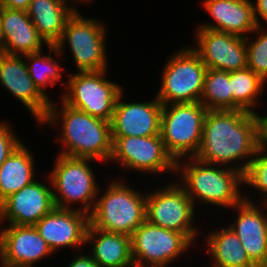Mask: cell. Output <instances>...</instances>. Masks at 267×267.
<instances>
[{
    "label": "cell",
    "instance_id": "6da1fadb",
    "mask_svg": "<svg viewBox=\"0 0 267 267\" xmlns=\"http://www.w3.org/2000/svg\"><path fill=\"white\" fill-rule=\"evenodd\" d=\"M260 146L258 114L243 110H208L195 158L244 174Z\"/></svg>",
    "mask_w": 267,
    "mask_h": 267
},
{
    "label": "cell",
    "instance_id": "7a4b0ae2",
    "mask_svg": "<svg viewBox=\"0 0 267 267\" xmlns=\"http://www.w3.org/2000/svg\"><path fill=\"white\" fill-rule=\"evenodd\" d=\"M59 101L50 102L47 116L38 124L59 129L55 142L59 141L62 149L57 154L90 158L103 165L109 163L113 142L111 122L72 108L61 99Z\"/></svg>",
    "mask_w": 267,
    "mask_h": 267
},
{
    "label": "cell",
    "instance_id": "3957f363",
    "mask_svg": "<svg viewBox=\"0 0 267 267\" xmlns=\"http://www.w3.org/2000/svg\"><path fill=\"white\" fill-rule=\"evenodd\" d=\"M175 175L197 210L201 206L218 209H231L244 200L246 190L243 173L221 165L199 161L195 157L184 158L176 162ZM178 177V179H177ZM201 205V206H199Z\"/></svg>",
    "mask_w": 267,
    "mask_h": 267
},
{
    "label": "cell",
    "instance_id": "277c9868",
    "mask_svg": "<svg viewBox=\"0 0 267 267\" xmlns=\"http://www.w3.org/2000/svg\"><path fill=\"white\" fill-rule=\"evenodd\" d=\"M109 178L105 191L99 189L89 223L96 229L131 236L146 220V190L127 184L124 177Z\"/></svg>",
    "mask_w": 267,
    "mask_h": 267
},
{
    "label": "cell",
    "instance_id": "5b68a950",
    "mask_svg": "<svg viewBox=\"0 0 267 267\" xmlns=\"http://www.w3.org/2000/svg\"><path fill=\"white\" fill-rule=\"evenodd\" d=\"M53 167L48 171L54 203L57 208L72 209L90 215L101 187L91 163L94 159L56 154ZM76 205V207H75Z\"/></svg>",
    "mask_w": 267,
    "mask_h": 267
},
{
    "label": "cell",
    "instance_id": "8992f818",
    "mask_svg": "<svg viewBox=\"0 0 267 267\" xmlns=\"http://www.w3.org/2000/svg\"><path fill=\"white\" fill-rule=\"evenodd\" d=\"M78 9L67 20L60 39L55 43L56 49L65 59L68 50L73 55L77 72H97L109 68L107 56L108 30L99 18H86Z\"/></svg>",
    "mask_w": 267,
    "mask_h": 267
},
{
    "label": "cell",
    "instance_id": "52a82bcc",
    "mask_svg": "<svg viewBox=\"0 0 267 267\" xmlns=\"http://www.w3.org/2000/svg\"><path fill=\"white\" fill-rule=\"evenodd\" d=\"M186 46L167 56L162 65L161 85L155 94L162 105L200 102L207 67L200 55Z\"/></svg>",
    "mask_w": 267,
    "mask_h": 267
},
{
    "label": "cell",
    "instance_id": "ba28073f",
    "mask_svg": "<svg viewBox=\"0 0 267 267\" xmlns=\"http://www.w3.org/2000/svg\"><path fill=\"white\" fill-rule=\"evenodd\" d=\"M171 178L173 182L170 180L163 186L160 185L161 187L146 191V220L165 229L185 234L196 246L200 243L198 236L202 234L201 227L197 226L195 221L199 220L196 219L199 211L183 187L174 177Z\"/></svg>",
    "mask_w": 267,
    "mask_h": 267
},
{
    "label": "cell",
    "instance_id": "9c48e42d",
    "mask_svg": "<svg viewBox=\"0 0 267 267\" xmlns=\"http://www.w3.org/2000/svg\"><path fill=\"white\" fill-rule=\"evenodd\" d=\"M207 112L201 102L163 105L160 135L175 162L197 154Z\"/></svg>",
    "mask_w": 267,
    "mask_h": 267
},
{
    "label": "cell",
    "instance_id": "30bf717a",
    "mask_svg": "<svg viewBox=\"0 0 267 267\" xmlns=\"http://www.w3.org/2000/svg\"><path fill=\"white\" fill-rule=\"evenodd\" d=\"M109 69L97 72L68 73L59 98L72 108L111 122L119 95L125 91L119 82L108 80Z\"/></svg>",
    "mask_w": 267,
    "mask_h": 267
},
{
    "label": "cell",
    "instance_id": "8fae6325",
    "mask_svg": "<svg viewBox=\"0 0 267 267\" xmlns=\"http://www.w3.org/2000/svg\"><path fill=\"white\" fill-rule=\"evenodd\" d=\"M130 237L132 259L134 265L140 267H168L176 263L177 258L183 259L182 256L191 248H198L185 234L154 225L148 220Z\"/></svg>",
    "mask_w": 267,
    "mask_h": 267
},
{
    "label": "cell",
    "instance_id": "7c38bea8",
    "mask_svg": "<svg viewBox=\"0 0 267 267\" xmlns=\"http://www.w3.org/2000/svg\"><path fill=\"white\" fill-rule=\"evenodd\" d=\"M109 164L117 163L123 170L143 176L175 175L176 162L165 150L161 135L149 137L112 136ZM159 174V175H158Z\"/></svg>",
    "mask_w": 267,
    "mask_h": 267
},
{
    "label": "cell",
    "instance_id": "4fadbf2b",
    "mask_svg": "<svg viewBox=\"0 0 267 267\" xmlns=\"http://www.w3.org/2000/svg\"><path fill=\"white\" fill-rule=\"evenodd\" d=\"M45 175L47 180L44 177H41L44 180H39L38 177L0 203V224L7 222L13 225L34 226L56 207L51 180L46 173Z\"/></svg>",
    "mask_w": 267,
    "mask_h": 267
},
{
    "label": "cell",
    "instance_id": "5bb4252c",
    "mask_svg": "<svg viewBox=\"0 0 267 267\" xmlns=\"http://www.w3.org/2000/svg\"><path fill=\"white\" fill-rule=\"evenodd\" d=\"M194 46L207 69L232 72L247 68L245 38L212 29H195Z\"/></svg>",
    "mask_w": 267,
    "mask_h": 267
},
{
    "label": "cell",
    "instance_id": "9a60e30c",
    "mask_svg": "<svg viewBox=\"0 0 267 267\" xmlns=\"http://www.w3.org/2000/svg\"><path fill=\"white\" fill-rule=\"evenodd\" d=\"M0 267H34L51 256L35 226L0 224Z\"/></svg>",
    "mask_w": 267,
    "mask_h": 267
},
{
    "label": "cell",
    "instance_id": "2e32d148",
    "mask_svg": "<svg viewBox=\"0 0 267 267\" xmlns=\"http://www.w3.org/2000/svg\"><path fill=\"white\" fill-rule=\"evenodd\" d=\"M0 85L25 107L38 124L47 116L51 101L34 85L24 56L0 52Z\"/></svg>",
    "mask_w": 267,
    "mask_h": 267
},
{
    "label": "cell",
    "instance_id": "e0dca14e",
    "mask_svg": "<svg viewBox=\"0 0 267 267\" xmlns=\"http://www.w3.org/2000/svg\"><path fill=\"white\" fill-rule=\"evenodd\" d=\"M236 213L226 225L237 235L250 261L267 267V210L262 203L243 200L229 209ZM234 211V212H233Z\"/></svg>",
    "mask_w": 267,
    "mask_h": 267
},
{
    "label": "cell",
    "instance_id": "ac0fdd59",
    "mask_svg": "<svg viewBox=\"0 0 267 267\" xmlns=\"http://www.w3.org/2000/svg\"><path fill=\"white\" fill-rule=\"evenodd\" d=\"M89 215L85 212L55 207L34 226L56 254L63 249L81 251L86 244Z\"/></svg>",
    "mask_w": 267,
    "mask_h": 267
},
{
    "label": "cell",
    "instance_id": "d6986e66",
    "mask_svg": "<svg viewBox=\"0 0 267 267\" xmlns=\"http://www.w3.org/2000/svg\"><path fill=\"white\" fill-rule=\"evenodd\" d=\"M123 91L115 104L111 136L149 137L160 135L163 105L154 96L150 101H126Z\"/></svg>",
    "mask_w": 267,
    "mask_h": 267
},
{
    "label": "cell",
    "instance_id": "ffe728a7",
    "mask_svg": "<svg viewBox=\"0 0 267 267\" xmlns=\"http://www.w3.org/2000/svg\"><path fill=\"white\" fill-rule=\"evenodd\" d=\"M211 22L198 23L197 29H212L248 37L258 26L251 0H202Z\"/></svg>",
    "mask_w": 267,
    "mask_h": 267
},
{
    "label": "cell",
    "instance_id": "44dd1931",
    "mask_svg": "<svg viewBox=\"0 0 267 267\" xmlns=\"http://www.w3.org/2000/svg\"><path fill=\"white\" fill-rule=\"evenodd\" d=\"M3 33L2 53L24 56L48 45L39 35L27 11L4 8L0 12ZM44 46V47H43Z\"/></svg>",
    "mask_w": 267,
    "mask_h": 267
},
{
    "label": "cell",
    "instance_id": "7402d4cb",
    "mask_svg": "<svg viewBox=\"0 0 267 267\" xmlns=\"http://www.w3.org/2000/svg\"><path fill=\"white\" fill-rule=\"evenodd\" d=\"M85 244L86 249L90 248L88 253L100 267H132L134 265L130 236L96 229L89 223Z\"/></svg>",
    "mask_w": 267,
    "mask_h": 267
},
{
    "label": "cell",
    "instance_id": "603a6c76",
    "mask_svg": "<svg viewBox=\"0 0 267 267\" xmlns=\"http://www.w3.org/2000/svg\"><path fill=\"white\" fill-rule=\"evenodd\" d=\"M77 6L73 0H31L27 14L44 41L55 45Z\"/></svg>",
    "mask_w": 267,
    "mask_h": 267
},
{
    "label": "cell",
    "instance_id": "cb8c5ba5",
    "mask_svg": "<svg viewBox=\"0 0 267 267\" xmlns=\"http://www.w3.org/2000/svg\"><path fill=\"white\" fill-rule=\"evenodd\" d=\"M214 229V230H213ZM203 238L210 267H256L249 259L237 235L228 227L212 228ZM205 239V240H204ZM212 264V265H211Z\"/></svg>",
    "mask_w": 267,
    "mask_h": 267
},
{
    "label": "cell",
    "instance_id": "d4e9b609",
    "mask_svg": "<svg viewBox=\"0 0 267 267\" xmlns=\"http://www.w3.org/2000/svg\"><path fill=\"white\" fill-rule=\"evenodd\" d=\"M24 143L17 146L0 166V203L37 179L36 158Z\"/></svg>",
    "mask_w": 267,
    "mask_h": 267
},
{
    "label": "cell",
    "instance_id": "484cf974",
    "mask_svg": "<svg viewBox=\"0 0 267 267\" xmlns=\"http://www.w3.org/2000/svg\"><path fill=\"white\" fill-rule=\"evenodd\" d=\"M48 52L43 50L31 54L24 55L28 73L34 82V85L39 91L50 101L53 98L48 94L47 87H54L60 83L61 86H66L62 80L66 73V69L61 65V61H65L55 45H47ZM55 55V57L53 56ZM61 60V61H60ZM51 97V98H50Z\"/></svg>",
    "mask_w": 267,
    "mask_h": 267
},
{
    "label": "cell",
    "instance_id": "4316f807",
    "mask_svg": "<svg viewBox=\"0 0 267 267\" xmlns=\"http://www.w3.org/2000/svg\"><path fill=\"white\" fill-rule=\"evenodd\" d=\"M230 83L233 94V110L258 114L259 108L262 109L260 104L265 102L261 95L266 92L264 90L267 89V83L250 68L230 72Z\"/></svg>",
    "mask_w": 267,
    "mask_h": 267
},
{
    "label": "cell",
    "instance_id": "83f0119b",
    "mask_svg": "<svg viewBox=\"0 0 267 267\" xmlns=\"http://www.w3.org/2000/svg\"><path fill=\"white\" fill-rule=\"evenodd\" d=\"M200 102L208 110H233L230 72L207 69Z\"/></svg>",
    "mask_w": 267,
    "mask_h": 267
},
{
    "label": "cell",
    "instance_id": "f1b7e54d",
    "mask_svg": "<svg viewBox=\"0 0 267 267\" xmlns=\"http://www.w3.org/2000/svg\"><path fill=\"white\" fill-rule=\"evenodd\" d=\"M243 182L248 190H253L257 193L255 199L249 194L247 190L244 193V200L252 203H265L267 202V148L260 146L252 158L251 162L245 173L243 174ZM253 189V190H252ZM259 190V191H258ZM250 195V196H249ZM256 196H260L256 197ZM259 198V199H258ZM258 199V200H256Z\"/></svg>",
    "mask_w": 267,
    "mask_h": 267
},
{
    "label": "cell",
    "instance_id": "f546056e",
    "mask_svg": "<svg viewBox=\"0 0 267 267\" xmlns=\"http://www.w3.org/2000/svg\"><path fill=\"white\" fill-rule=\"evenodd\" d=\"M245 42L247 68L267 83V25H258Z\"/></svg>",
    "mask_w": 267,
    "mask_h": 267
},
{
    "label": "cell",
    "instance_id": "4dcf8cb0",
    "mask_svg": "<svg viewBox=\"0 0 267 267\" xmlns=\"http://www.w3.org/2000/svg\"><path fill=\"white\" fill-rule=\"evenodd\" d=\"M11 123L0 120V166L5 162L11 152L23 141L17 136V131L11 128Z\"/></svg>",
    "mask_w": 267,
    "mask_h": 267
},
{
    "label": "cell",
    "instance_id": "1f68e13d",
    "mask_svg": "<svg viewBox=\"0 0 267 267\" xmlns=\"http://www.w3.org/2000/svg\"><path fill=\"white\" fill-rule=\"evenodd\" d=\"M86 251H78L75 253L74 251V257L71 256V260H69L67 266L65 267H100V265L91 257V255L88 252V250L84 249Z\"/></svg>",
    "mask_w": 267,
    "mask_h": 267
},
{
    "label": "cell",
    "instance_id": "d6a6232c",
    "mask_svg": "<svg viewBox=\"0 0 267 267\" xmlns=\"http://www.w3.org/2000/svg\"><path fill=\"white\" fill-rule=\"evenodd\" d=\"M254 17L258 25H267V0H251Z\"/></svg>",
    "mask_w": 267,
    "mask_h": 267
},
{
    "label": "cell",
    "instance_id": "836d02e7",
    "mask_svg": "<svg viewBox=\"0 0 267 267\" xmlns=\"http://www.w3.org/2000/svg\"><path fill=\"white\" fill-rule=\"evenodd\" d=\"M260 122V145L267 148V113H258Z\"/></svg>",
    "mask_w": 267,
    "mask_h": 267
},
{
    "label": "cell",
    "instance_id": "e575fe53",
    "mask_svg": "<svg viewBox=\"0 0 267 267\" xmlns=\"http://www.w3.org/2000/svg\"><path fill=\"white\" fill-rule=\"evenodd\" d=\"M31 0H4V5L9 9L27 11Z\"/></svg>",
    "mask_w": 267,
    "mask_h": 267
},
{
    "label": "cell",
    "instance_id": "d590c367",
    "mask_svg": "<svg viewBox=\"0 0 267 267\" xmlns=\"http://www.w3.org/2000/svg\"><path fill=\"white\" fill-rule=\"evenodd\" d=\"M75 3H77V5L78 4H80V7H81V4L83 3L84 5H87L88 6V4L87 3H92V1L93 0H73Z\"/></svg>",
    "mask_w": 267,
    "mask_h": 267
},
{
    "label": "cell",
    "instance_id": "8d00e7d4",
    "mask_svg": "<svg viewBox=\"0 0 267 267\" xmlns=\"http://www.w3.org/2000/svg\"><path fill=\"white\" fill-rule=\"evenodd\" d=\"M3 41L4 40H3L2 26L0 21V52L2 51Z\"/></svg>",
    "mask_w": 267,
    "mask_h": 267
},
{
    "label": "cell",
    "instance_id": "74e56055",
    "mask_svg": "<svg viewBox=\"0 0 267 267\" xmlns=\"http://www.w3.org/2000/svg\"><path fill=\"white\" fill-rule=\"evenodd\" d=\"M5 8L4 0H0V12Z\"/></svg>",
    "mask_w": 267,
    "mask_h": 267
},
{
    "label": "cell",
    "instance_id": "f35d334b",
    "mask_svg": "<svg viewBox=\"0 0 267 267\" xmlns=\"http://www.w3.org/2000/svg\"><path fill=\"white\" fill-rule=\"evenodd\" d=\"M264 205H265V208H266V210H267V202H265V203H263Z\"/></svg>",
    "mask_w": 267,
    "mask_h": 267
}]
</instances>
